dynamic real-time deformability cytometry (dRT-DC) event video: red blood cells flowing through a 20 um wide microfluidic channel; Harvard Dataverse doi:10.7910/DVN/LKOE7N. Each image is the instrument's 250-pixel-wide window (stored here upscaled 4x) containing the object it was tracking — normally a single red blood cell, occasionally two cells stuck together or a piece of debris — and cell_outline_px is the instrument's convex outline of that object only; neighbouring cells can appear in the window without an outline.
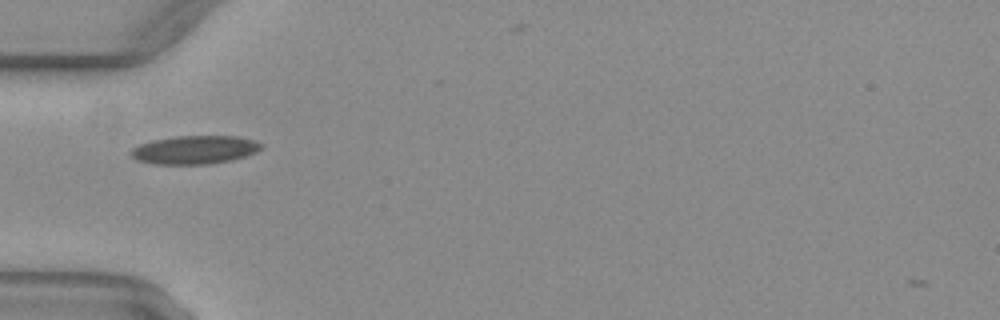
{"species": "common noctule bat (a hibernating species)", "species_latin": "Nyctalus noctula", "temperature_condition": "warm", "stored_images_in_passage": 34, "camera_frame_rate_fps": 3000, "um_per_image_px": 0.085, "animal": {"sex": "female", "body_mass_g": 29.2, "forearm_length_mm": 56.3}, "frame": {"image": 1, "passage_image": 2, "time_ms": 0.333, "image_size_px": [1000, 320], "cell_outline_px": [[264, 144], [256, 152], [232, 160], [208, 164], [156, 164], [136, 160], [128, 152], [132, 148], [140, 144], [152, 140], [176, 136], [236, 136], [256, 140]], "centroid_in_image_um": [16.54, 12.73], "position_along_channel_um": 68.5, "area_um2": 21.62}}
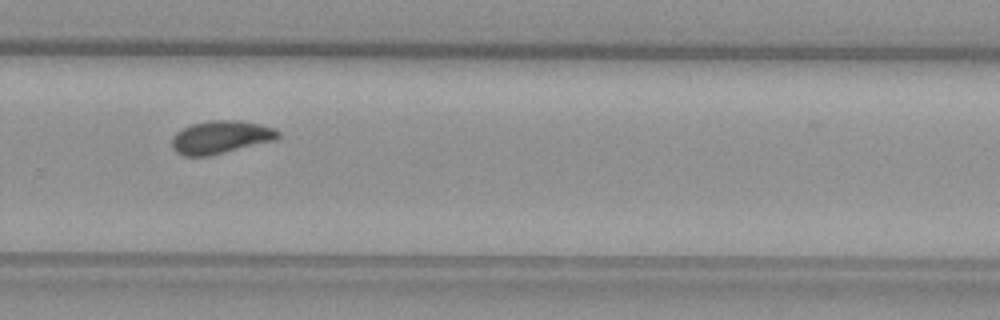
{"frame": {"image": 2, "passage_image": 20, "time_ms": 6.333, "image_size_px": [1000, 320], "cell_outline_px": [[280, 136], [276, 140], [208, 156], [184, 156], [176, 152], [172, 148], [172, 140], [176, 132], [192, 124], [208, 120], [240, 120], [260, 124], [276, 128], [280, 132]], "centroid_in_image_um": [18.79, 11.65], "position_along_channel_um": 311.0, "area_um2": 20.46}}
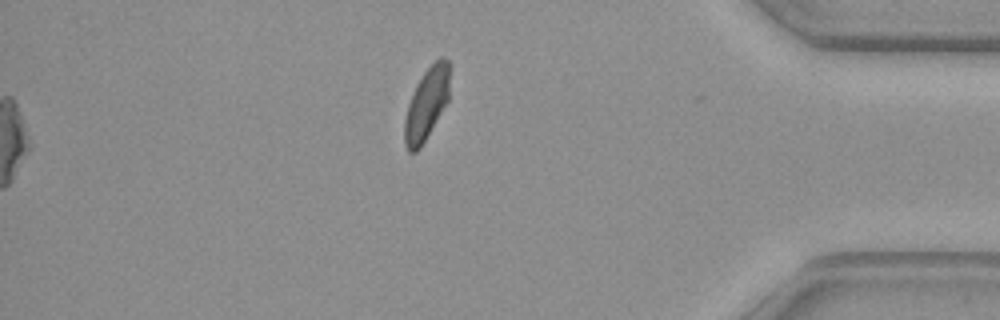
{"frame": {"image": 3, "passage_image": 29, "time_ms": 9.333, "image_size_px": [1000, 320], "cell_outline_px": [[448, 100], [420, 148], [416, 152], [408, 152], [404, 144], [404, 120], [408, 104], [416, 84], [424, 72], [440, 56], [444, 56], [448, 60]], "centroid_in_image_um": [36.22, 8.85], "position_along_channel_um": 399.0, "area_um2": 18.61}, "authors_computed_cell_mechanics": {"area_um2": 20.1722, "velocity_mm_per_s": 4.0473, "shape_relaxation_time_tau1_ms": 4.6797, "shape_relaxation_time_tau2_ms": 1.1253, "deformation_change_tau1": 0.1124, "deformation_change_tau2": 0.0503}}